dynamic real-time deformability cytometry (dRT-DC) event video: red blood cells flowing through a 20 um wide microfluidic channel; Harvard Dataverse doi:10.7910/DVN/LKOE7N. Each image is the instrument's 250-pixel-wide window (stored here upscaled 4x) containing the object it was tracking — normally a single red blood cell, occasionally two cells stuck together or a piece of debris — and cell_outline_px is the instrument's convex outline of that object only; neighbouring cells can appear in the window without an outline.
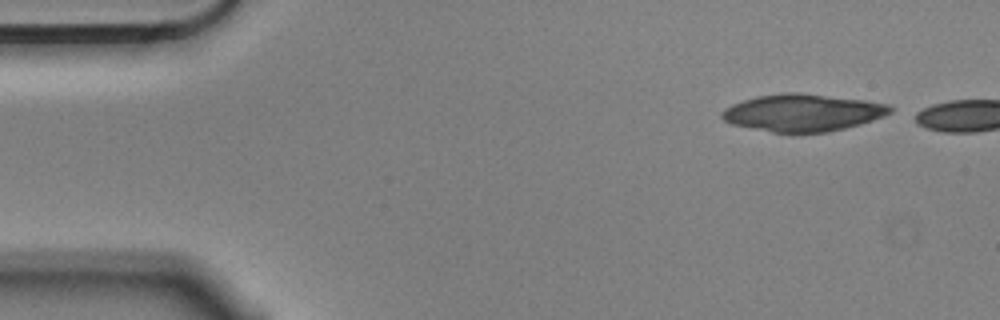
{"species": "Egyptian fruit bat (a non-hibernating species)", "species_latin": "Rousettus aegyptiacus", "temperature_condition": "cold", "stored_images_in_passage": 2, "camera_frame_rate_fps": 3000, "um_per_image_px": 0.085, "animal": {"sex": "male"}, "frame": {"image": 1, "passage_image": 1, "time_ms": 0.0, "image_size_px": [1000, 320], "cell_outline_px": [[896, 108], [892, 112], [884, 116], [860, 124], [828, 132], [772, 132], [732, 124], [724, 120], [720, 116], [720, 112], [724, 108], [732, 104], [756, 96], [784, 92], [796, 92], [864, 100], [892, 104]], "centroid_in_image_um": [68.25, 9.56], "position_along_channel_um": 16.7, "area_um2": 36.53}}